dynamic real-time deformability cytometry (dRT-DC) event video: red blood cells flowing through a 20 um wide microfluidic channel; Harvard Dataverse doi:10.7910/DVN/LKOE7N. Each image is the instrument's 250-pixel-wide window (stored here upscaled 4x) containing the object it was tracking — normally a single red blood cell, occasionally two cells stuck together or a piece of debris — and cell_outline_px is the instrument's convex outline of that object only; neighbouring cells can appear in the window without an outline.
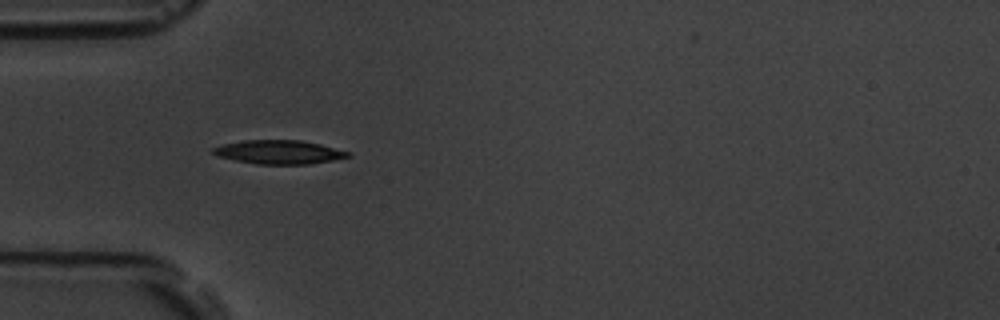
{"species": "common noctule bat (a hibernating species)", "species_latin": "Nyctalus noctula", "temperature_condition": "room temperature", "stored_images_in_passage": 13, "camera_frame_rate_fps": 3000, "um_per_image_px": 0.085, "animal": {"sex": "male", "body_mass_g": 19.5, "forearm_length_mm": 54.6}, "frame": {"image": 1, "passage_image": 3, "time_ms": 2.0, "image_size_px": [1000, 320], "cell_outline_px": [[352, 156], [332, 160], [308, 164], [256, 164], [216, 156], [212, 152], [212, 148], [224, 144], [244, 140], [300, 140], [320, 144], [352, 152]], "centroid_in_image_um": [23.73, 12.92], "position_along_channel_um": 61.3, "area_um2": 18.67}}
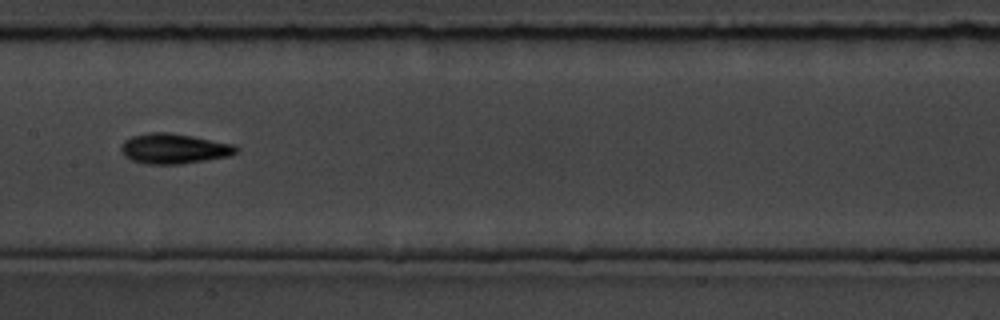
{"frame": {"image": 2, "passage_image": 6, "time_ms": 5.667, "image_size_px": [1000, 320], "cell_outline_px": [[240, 148], [232, 156], [180, 164], [148, 164], [132, 160], [124, 156], [120, 152], [120, 144], [124, 140], [132, 136], [148, 132], [168, 132], [192, 136], [232, 144]], "centroid_in_image_um": [14.76, 12.63], "position_along_channel_um": 192.6, "area_um2": 20.35}}
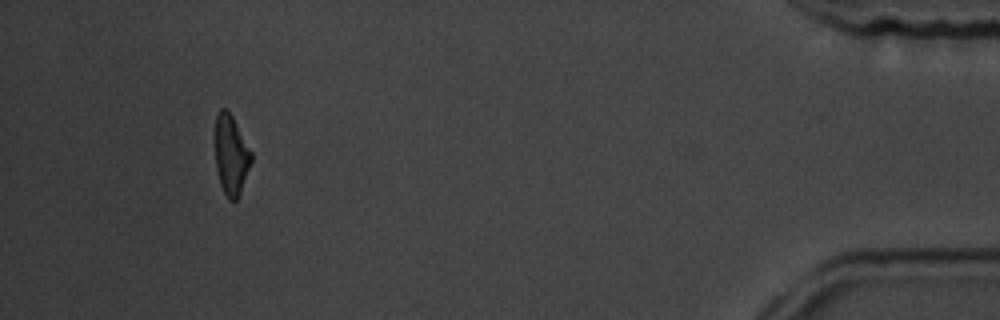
{"frame": {"image": 3, "passage_image": 13, "time_ms": 13.667, "image_size_px": [1000, 320], "cell_outline_px": [[252, 160], [240, 192], [236, 200], [228, 200], [220, 184], [216, 168], [216, 116], [220, 108], [224, 108], [232, 116], [252, 152]], "centroid_in_image_um": [19.64, 13.18], "position_along_channel_um": 415.6, "area_um2": 16.47}, "authors_computed_cell_mechanics": {"area_um2": 18.5538, "velocity_mm_per_s": 3.6479, "shape_relaxation_time_tau1_ms": 6.4425, "shape_relaxation_time_tau2_ms": 5.5896, "deformation_change_tau1": 0.1768, "deformation_change_tau2": 0.1296}}